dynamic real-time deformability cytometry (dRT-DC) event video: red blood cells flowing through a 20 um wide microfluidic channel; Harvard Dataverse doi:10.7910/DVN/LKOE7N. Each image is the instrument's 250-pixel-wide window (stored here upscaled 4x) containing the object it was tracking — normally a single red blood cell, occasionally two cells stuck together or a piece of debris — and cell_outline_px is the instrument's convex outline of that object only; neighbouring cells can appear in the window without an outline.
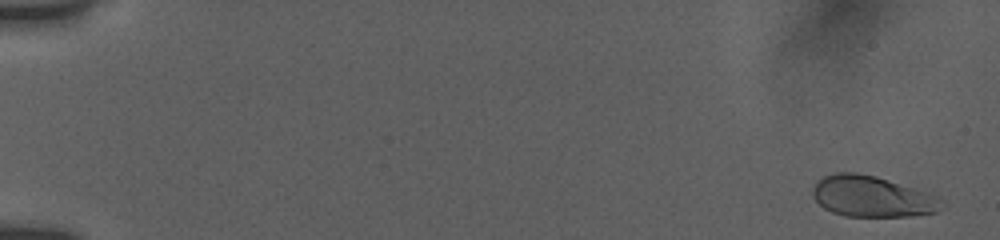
{"species": "human", "species_latin": "Homo sapiens", "temperature_condition": "room temperature", "stored_images_in_passage": 10, "camera_frame_rate_fps": 3000, "um_per_image_px": 0.085, "donor": {"sex": "female"}, "frame": {"image": 1, "passage_image": 1, "time_ms": 0.0, "image_size_px": [1000, 240], "cell_outline_px": [[944, 204], [936, 212], [908, 216], [844, 216], [832, 212], [824, 208], [812, 196], [812, 188], [816, 180], [824, 176], [836, 172], [856, 172], [876, 176], [936, 196], [944, 200]], "centroid_in_image_um": [74.07, 16.7], "position_along_channel_um": 10.9, "area_um2": 30.63}}
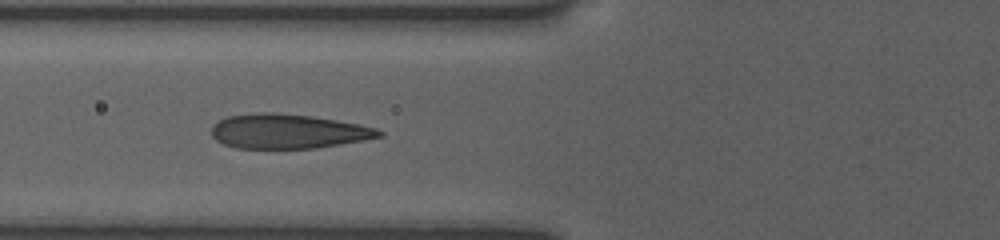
{"frame": {"image": 2, "passage_image": 8, "time_ms": 7.0, "image_size_px": [1000, 240], "cell_outline_px": [[384, 136], [364, 140], [316, 148], [236, 148], [224, 144], [216, 140], [212, 136], [212, 128], [220, 120], [228, 116], [264, 112], [272, 112], [312, 116], [360, 124], [376, 128], [384, 132]], "centroid_in_image_um": [24.52, 11.16], "position_along_channel_um": 101.3, "area_um2": 33.52}}
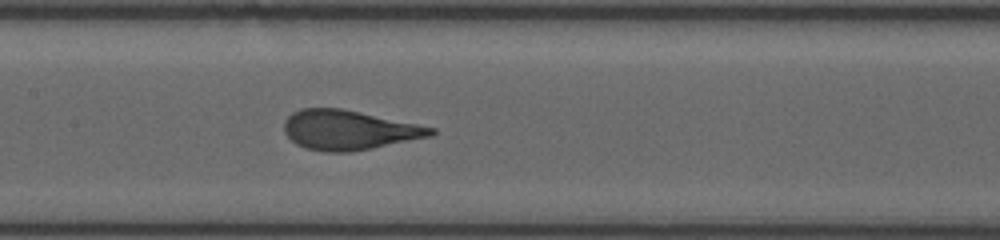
{"frame": {"image": 3, "passage_image": 10, "time_ms": 9.0, "image_size_px": [1000, 240], "cell_outline_px": [[436, 132], [432, 136], [352, 152], [324, 152], [304, 148], [296, 144], [284, 132], [284, 120], [292, 112], [300, 108], [340, 108], [360, 112], [436, 128]], "centroid_in_image_um": [29.62, 11.06], "position_along_channel_um": 177.8, "area_um2": 33.87}}